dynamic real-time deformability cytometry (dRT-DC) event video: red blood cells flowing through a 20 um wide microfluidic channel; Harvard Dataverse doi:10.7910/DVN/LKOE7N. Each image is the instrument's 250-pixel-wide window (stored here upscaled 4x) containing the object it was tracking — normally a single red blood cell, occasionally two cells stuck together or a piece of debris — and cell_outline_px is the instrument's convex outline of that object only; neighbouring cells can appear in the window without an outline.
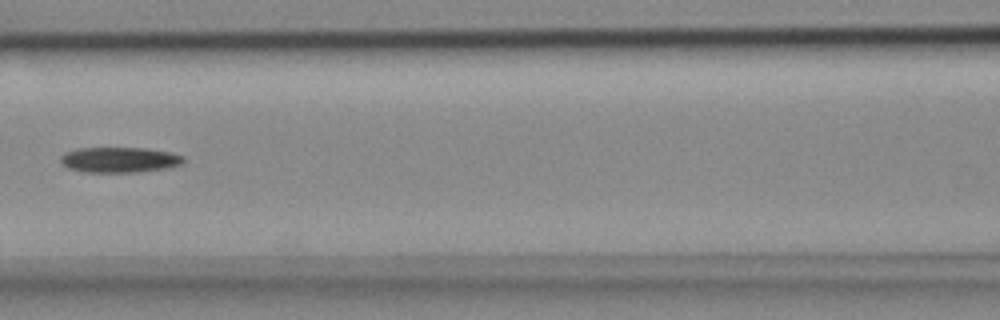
{"species": "common noctule bat (a hibernating species)", "species_latin": "Nyctalus noctula", "temperature_condition": "cold", "stored_images_in_passage": 7, "camera_frame_rate_fps": 3000, "um_per_image_px": 0.085, "animal": {"sex": "female", "body_mass_g": 18.4}, "frame": {"image": 1, "passage_image": 7, "time_ms": 2.0, "image_size_px": [1000, 320], "cell_outline_px": [[184, 164], [168, 168], [140, 172], [84, 172], [68, 168], [60, 160], [60, 156], [64, 152], [80, 148], [144, 148], [172, 152], [184, 156]], "centroid_in_image_um": [10.2, 13.58], "position_along_channel_um": 156.4, "area_um2": 18.38}}